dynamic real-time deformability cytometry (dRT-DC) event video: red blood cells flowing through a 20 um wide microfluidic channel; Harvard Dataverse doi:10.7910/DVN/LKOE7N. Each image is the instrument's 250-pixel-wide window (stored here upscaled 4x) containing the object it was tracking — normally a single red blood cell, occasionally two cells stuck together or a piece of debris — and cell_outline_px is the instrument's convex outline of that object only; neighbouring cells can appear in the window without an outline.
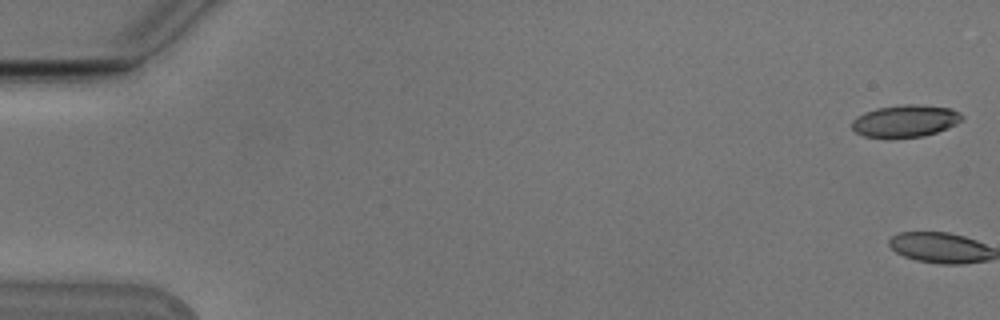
{"species": "Egyptian fruit bat (a non-hibernating species)", "species_latin": "Rousettus aegyptiacus", "temperature_condition": "cold", "stored_images_in_passage": 2, "camera_frame_rate_fps": 3000, "um_per_image_px": 0.085, "animal": {"sex": "male"}, "frame": {"image": 1, "passage_image": 1, "time_ms": 0.0, "image_size_px": [1000, 320], "cell_outline_px": [[964, 116], [956, 124], [936, 132], [924, 136], [864, 136], [856, 132], [852, 128], [852, 120], [856, 116], [864, 112], [876, 108], [900, 104], [916, 104], [952, 108], [960, 112]], "centroid_in_image_um": [76.95, 10.24], "position_along_channel_um": 8.0, "area_um2": 20.35}}